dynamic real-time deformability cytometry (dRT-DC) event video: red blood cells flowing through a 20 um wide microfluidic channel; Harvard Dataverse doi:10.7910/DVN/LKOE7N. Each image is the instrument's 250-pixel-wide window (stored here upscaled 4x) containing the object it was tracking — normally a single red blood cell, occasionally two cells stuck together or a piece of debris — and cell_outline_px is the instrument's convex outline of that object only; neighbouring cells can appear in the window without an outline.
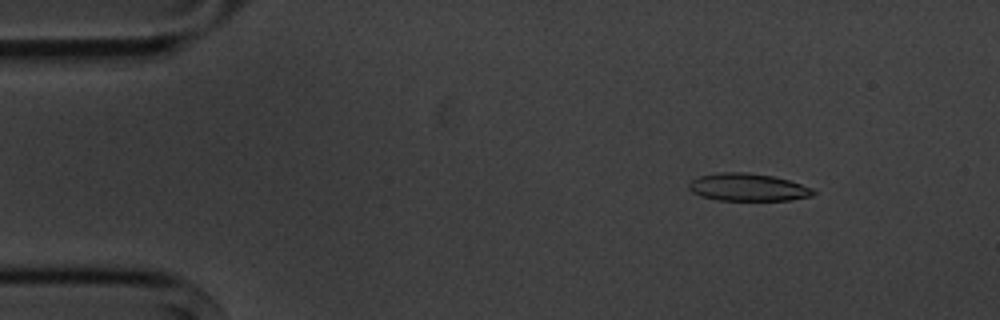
{"species": "common noctule bat (a hibernating species)", "species_latin": "Nyctalus noctula", "temperature_condition": "cold", "stored_images_in_passage": 14, "camera_frame_rate_fps": 3000, "um_per_image_px": 0.085, "animal": {"sex": "male", "body_mass_g": 20.1, "forearm_length_mm": 53.5}, "frame": {"image": 1, "passage_image": 2, "time_ms": 1.333, "image_size_px": [1000, 320], "cell_outline_px": [[816, 192], [812, 196], [792, 200], [716, 200], [700, 196], [692, 192], [688, 188], [688, 184], [692, 180], [700, 176], [720, 172], [744, 172], [772, 176], [788, 180], [812, 188]], "centroid_in_image_um": [63.55, 15.92], "position_along_channel_um": 21.4, "area_um2": 19.94}}
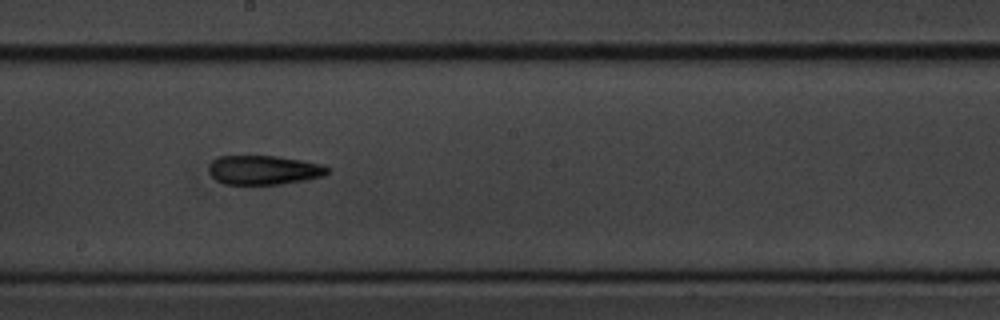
{"frame": {"image": 2, "passage_image": 8, "time_ms": 9.0, "image_size_px": [1000, 320], "cell_outline_px": [[332, 172], [324, 176], [308, 180], [280, 184], [224, 184], [216, 180], [208, 172], [208, 168], [212, 160], [220, 156], [276, 156], [324, 164], [332, 168]], "centroid_in_image_um": [22.49, 14.45], "position_along_channel_um": 225.7, "area_um2": 20.52}}
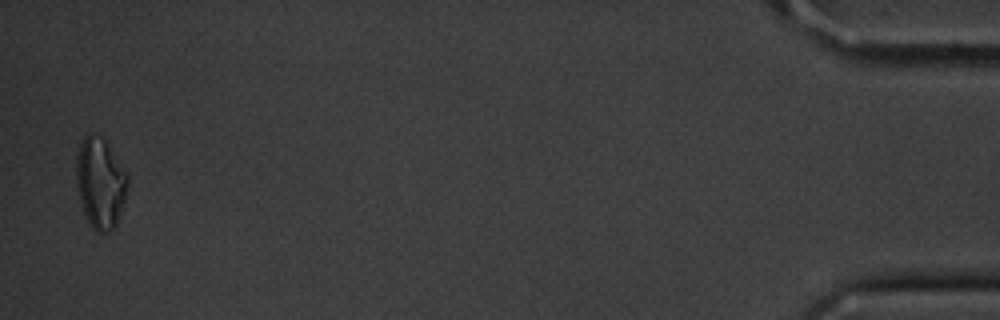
{"frame": {"image": 3, "passage_image": 14, "time_ms": 17.0, "image_size_px": [1000, 320], "cell_outline_px": [[128, 184], [124, 200], [116, 224], [108, 232], [96, 232], [88, 224], [76, 188], [76, 156], [80, 144], [84, 136], [88, 132], [92, 132], [104, 136], [128, 176]], "centroid_in_image_um": [8.5, 15.5], "position_along_channel_um": 426.7, "area_um2": 27.4}, "authors_computed_cell_mechanics": {"area_um2": 20.2878, "velocity_mm_per_s": 3.6213, "shape_relaxation_time_tau1_ms": 9.7135, "shape_relaxation_time_tau2_ms": null, "deformation_change_tau1": 0.2056, "deformation_change_tau2": null}}